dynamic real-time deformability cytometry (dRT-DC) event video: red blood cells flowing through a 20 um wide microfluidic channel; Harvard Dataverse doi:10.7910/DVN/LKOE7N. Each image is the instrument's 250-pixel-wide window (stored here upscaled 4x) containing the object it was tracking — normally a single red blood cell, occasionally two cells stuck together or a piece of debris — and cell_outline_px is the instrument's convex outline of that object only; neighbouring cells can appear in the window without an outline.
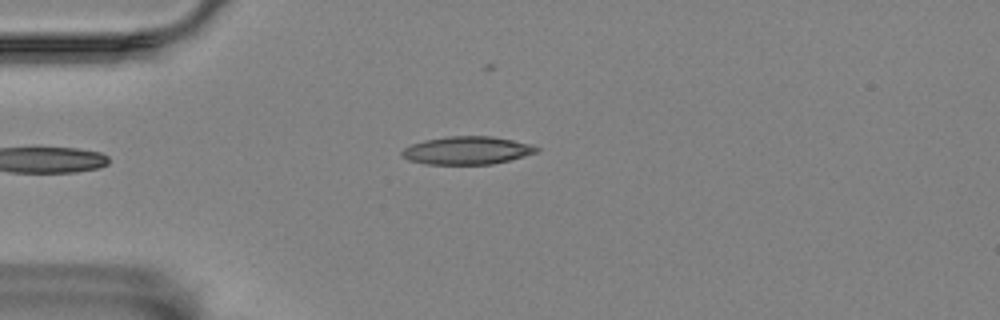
{"species": "Egyptian fruit bat (a non-hibernating species)", "species_latin": "Rousettus aegyptiacus", "temperature_condition": "room temperature", "stored_images_in_passage": 4, "camera_frame_rate_fps": 3000, "um_per_image_px": 0.085, "animal": {"sex": "female"}, "frame": {"image": 1, "passage_image": 4, "time_ms": 3.667, "image_size_px": [1000, 320], "cell_outline_px": [[540, 148], [536, 152], [524, 156], [492, 164], [424, 164], [408, 160], [400, 156], [400, 152], [404, 148], [412, 144], [424, 140], [448, 136], [492, 136], [532, 144]], "centroid_in_image_um": [39.66, 12.78], "position_along_channel_um": 45.3, "area_um2": 21.96}}